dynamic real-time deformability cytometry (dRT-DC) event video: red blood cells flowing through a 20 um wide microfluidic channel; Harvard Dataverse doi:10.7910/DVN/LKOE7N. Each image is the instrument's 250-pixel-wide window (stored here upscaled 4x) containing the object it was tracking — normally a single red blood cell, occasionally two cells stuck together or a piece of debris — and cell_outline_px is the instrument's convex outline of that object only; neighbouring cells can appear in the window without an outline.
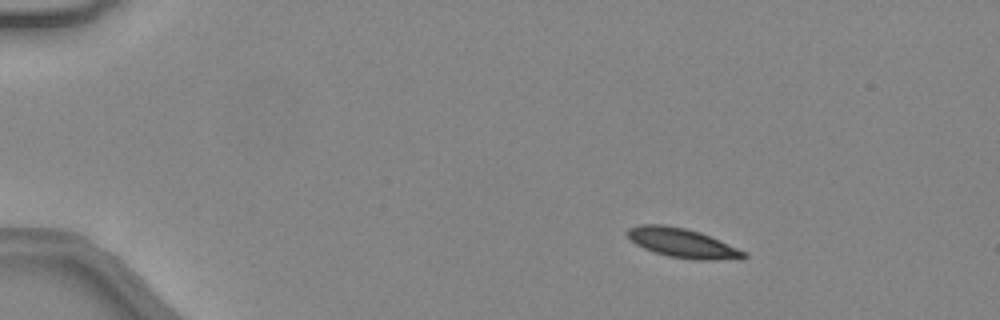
{"species": "common noctule bat (a hibernating species)", "species_latin": "Nyctalus noctula", "temperature_condition": "warm", "stored_images_in_passage": 8, "camera_frame_rate_fps": 3000, "um_per_image_px": 0.085, "animal": {"sex": "female", "body_mass_g": 24.6, "forearm_length_mm": 56.2}, "frame": {"image": 1, "passage_image": 1, "time_ms": 0.0, "image_size_px": [1000, 320], "cell_outline_px": [[748, 256], [744, 260], [692, 260], [668, 256], [644, 248], [636, 244], [624, 232], [628, 228], [640, 224], [664, 224], [684, 228], [700, 232], [720, 240], [748, 252]], "centroid_in_image_um": [58.08, 20.67], "position_along_channel_um": 26.9, "area_um2": 20.23}}